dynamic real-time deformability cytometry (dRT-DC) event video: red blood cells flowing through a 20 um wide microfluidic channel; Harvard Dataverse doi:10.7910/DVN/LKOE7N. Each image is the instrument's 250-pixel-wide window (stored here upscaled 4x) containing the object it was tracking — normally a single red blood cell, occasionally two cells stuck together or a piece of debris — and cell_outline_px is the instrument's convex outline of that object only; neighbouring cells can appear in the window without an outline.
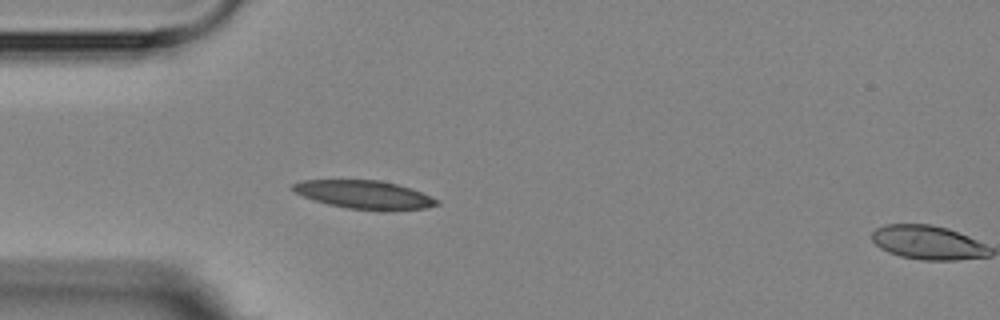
{"species": "Egyptian fruit bat (a non-hibernating species)", "species_latin": "Rousettus aegyptiacus", "temperature_condition": "room temperature", "stored_images_in_passage": 2, "segment_of_instrument_passage": [1, 2], "camera_frame_rate_fps": 3000, "um_per_image_px": 0.085, "animal": {"sex": "female"}, "frame": {"image": 1, "passage_image": 1, "time_ms": 0.0, "image_size_px": [1000, 320], "cell_outline_px": [[440, 204], [424, 208], [392, 212], [384, 212], [348, 208], [328, 204], [312, 200], [296, 192], [292, 188], [292, 184], [304, 180], [380, 180], [412, 188], [440, 200]], "centroid_in_image_um": [31.04, 16.57], "position_along_channel_um": 54.0, "area_um2": 24.1}}